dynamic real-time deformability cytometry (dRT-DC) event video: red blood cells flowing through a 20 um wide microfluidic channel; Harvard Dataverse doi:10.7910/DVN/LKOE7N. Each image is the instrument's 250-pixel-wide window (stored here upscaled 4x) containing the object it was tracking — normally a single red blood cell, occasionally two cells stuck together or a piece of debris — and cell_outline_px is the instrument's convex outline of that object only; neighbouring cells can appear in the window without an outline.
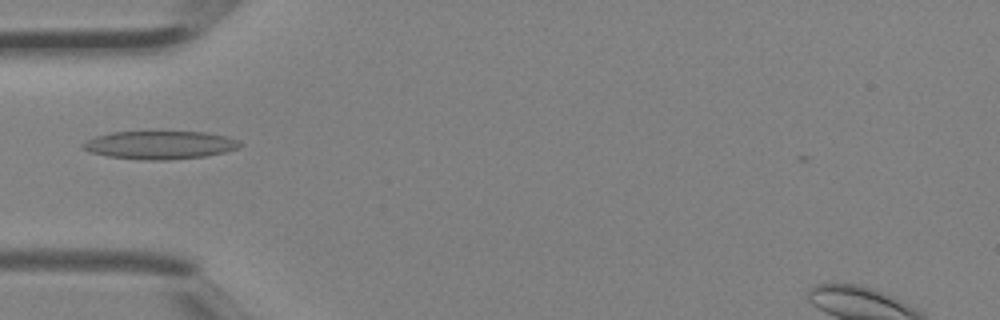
{"species": "Egyptian fruit bat (a non-hibernating species)", "species_latin": "Rousettus aegyptiacus", "temperature_condition": "room temperature", "stored_images_in_passage": 2, "camera_frame_rate_fps": 3000, "um_per_image_px": 0.085, "animal": {"sex": "female"}, "frame": {"image": 1, "passage_image": 2, "time_ms": 0.333, "image_size_px": [1000, 320], "cell_outline_px": [[244, 144], [240, 148], [224, 152], [204, 156], [168, 160], [140, 160], [108, 156], [88, 152], [80, 144], [96, 136], [112, 132], [208, 132], [228, 136], [240, 140]], "centroid_in_image_um": [13.64, 12.32], "position_along_channel_um": 71.4, "area_um2": 25.95}}